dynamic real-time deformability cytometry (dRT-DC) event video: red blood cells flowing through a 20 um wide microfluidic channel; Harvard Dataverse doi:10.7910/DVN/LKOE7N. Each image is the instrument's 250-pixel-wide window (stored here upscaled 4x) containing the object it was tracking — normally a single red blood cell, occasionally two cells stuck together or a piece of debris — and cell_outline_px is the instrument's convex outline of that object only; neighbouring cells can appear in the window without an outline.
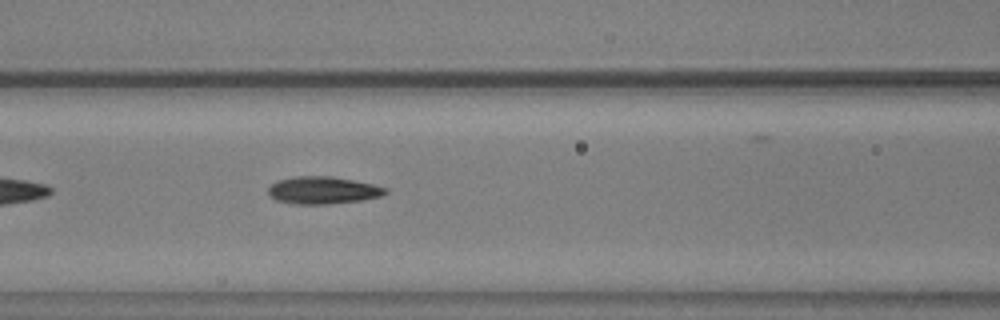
{"species": "common noctule bat (a hibernating species)", "species_latin": "Nyctalus noctula", "temperature_condition": "warm", "stored_images_in_passage": 19, "camera_frame_rate_fps": 3000, "um_per_image_px": 0.085, "animal": {"sex": "male", "body_mass_g": 20.5, "forearm_length_mm": 52.5}, "frame": {"image": 1, "passage_image": 9, "time_ms": 2.667, "image_size_px": [1000, 320], "cell_outline_px": [[388, 192], [380, 196], [360, 200], [328, 204], [296, 204], [276, 200], [268, 192], [268, 188], [272, 184], [280, 180], [292, 176], [332, 176], [372, 184], [388, 188]], "centroid_in_image_um": [27.45, 16.17], "position_along_channel_um": 139.2, "area_um2": 18.5}}
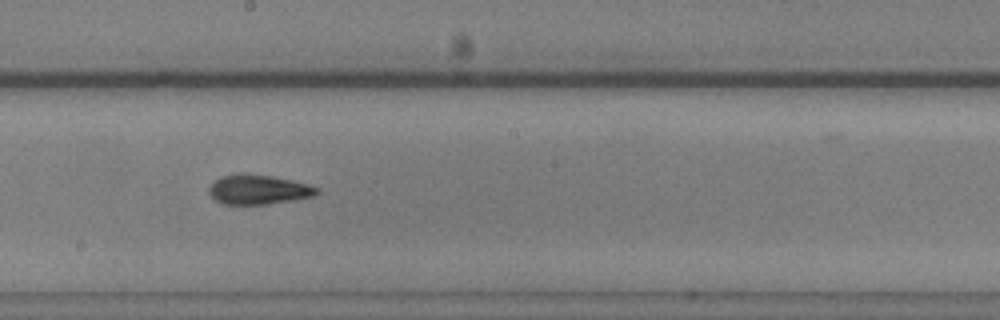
{"frame": {"image": 2, "passage_image": 16, "time_ms": 5.0, "image_size_px": [1000, 320], "cell_outline_px": [[320, 192], [312, 196], [292, 200], [268, 204], [224, 204], [216, 200], [208, 192], [208, 188], [216, 180], [224, 176], [240, 172], [244, 172], [272, 176], [308, 184], [320, 188]], "centroid_in_image_um": [21.97, 16.1], "position_along_channel_um": 226.2, "area_um2": 18.55}}